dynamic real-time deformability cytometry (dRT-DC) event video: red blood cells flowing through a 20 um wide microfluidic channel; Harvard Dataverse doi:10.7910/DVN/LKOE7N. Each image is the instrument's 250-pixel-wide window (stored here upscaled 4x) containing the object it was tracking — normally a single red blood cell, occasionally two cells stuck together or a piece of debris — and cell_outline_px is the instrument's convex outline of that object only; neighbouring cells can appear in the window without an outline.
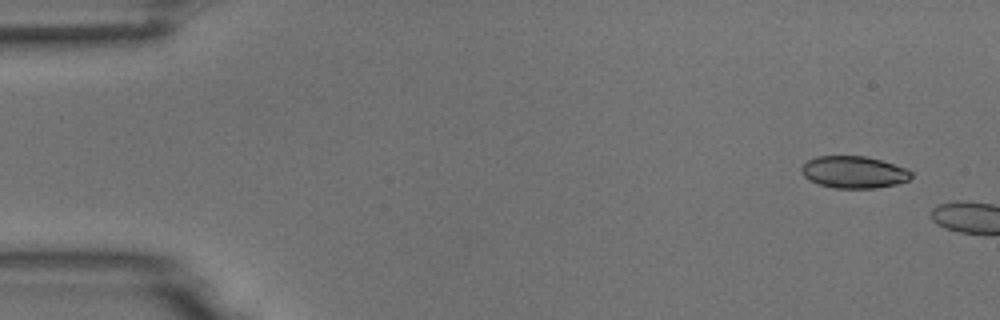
{"species": "common noctule bat (a hibernating species)", "species_latin": "Nyctalus noctula", "temperature_condition": "room temperature", "stored_images_in_passage": 2, "camera_frame_rate_fps": 3000, "um_per_image_px": 0.085, "animal": {"sex": "male", "body_mass_g": 18.8}, "frame": {"image": 1, "passage_image": 1, "time_ms": 0.0, "image_size_px": [1000, 320], "cell_outline_px": [[912, 176], [908, 180], [896, 184], [876, 188], [836, 188], [820, 184], [808, 180], [800, 172], [800, 168], [808, 160], [816, 156], [864, 156], [880, 160], [904, 168], [912, 172]], "centroid_in_image_um": [72.54, 14.63], "position_along_channel_um": 12.5, "area_um2": 20.35}}